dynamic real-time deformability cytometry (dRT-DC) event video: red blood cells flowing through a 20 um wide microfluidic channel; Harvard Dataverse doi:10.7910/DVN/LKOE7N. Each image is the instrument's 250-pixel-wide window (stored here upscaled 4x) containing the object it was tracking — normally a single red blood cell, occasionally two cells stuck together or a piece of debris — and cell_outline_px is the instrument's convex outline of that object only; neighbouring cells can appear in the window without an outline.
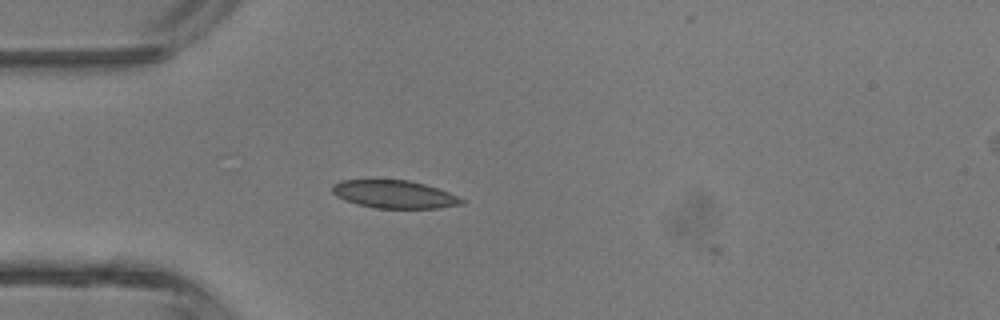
{"species": "common noctule bat (a hibernating species)", "species_latin": "Nyctalus noctula", "temperature_condition": "room temperature", "stored_images_in_passage": 2, "camera_frame_rate_fps": 3000, "um_per_image_px": 0.085, "animal": {"sex": "male", "body_mass_g": 13.3}, "frame": {"image": 1, "passage_image": 1, "time_ms": 0.0, "image_size_px": [1000, 320], "cell_outline_px": [[464, 204], [436, 208], [376, 208], [356, 204], [344, 200], [336, 196], [332, 192], [332, 184], [340, 180], [408, 180], [424, 184], [448, 192], [464, 200]], "centroid_in_image_um": [33.47, 16.52], "position_along_channel_um": 51.5, "area_um2": 20.92}}